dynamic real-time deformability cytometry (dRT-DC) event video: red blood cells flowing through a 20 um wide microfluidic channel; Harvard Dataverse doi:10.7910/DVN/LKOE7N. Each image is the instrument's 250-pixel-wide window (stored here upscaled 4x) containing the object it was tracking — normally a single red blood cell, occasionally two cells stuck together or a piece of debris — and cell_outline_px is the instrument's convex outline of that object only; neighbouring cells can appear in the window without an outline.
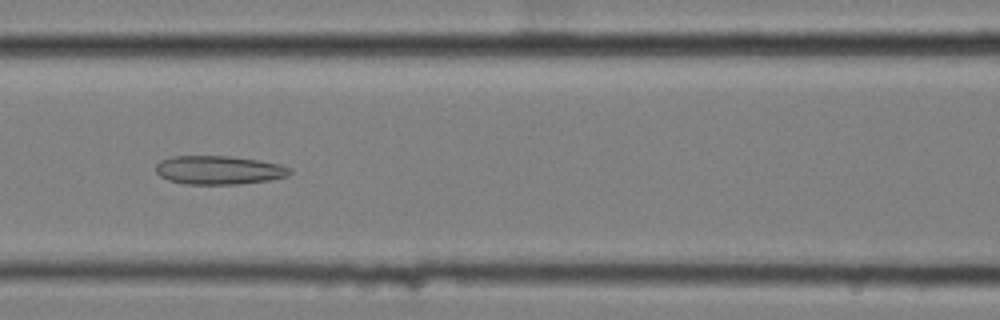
{"species": "common noctule bat (a hibernating species)", "species_latin": "Nyctalus noctula", "temperature_condition": "cold", "stored_images_in_passage": 58, "camera_frame_rate_fps": 3000, "um_per_image_px": 0.085, "animal": {"sex": "female", "body_mass_g": 25.1}, "frame": {"image": 1, "passage_image": 25, "time_ms": 8.0, "image_size_px": [1000, 320], "cell_outline_px": [[292, 172], [288, 176], [272, 180], [240, 184], [188, 184], [168, 180], [160, 176], [156, 172], [156, 164], [160, 160], [172, 156], [228, 156], [256, 160], [280, 164], [292, 168]], "centroid_in_image_um": [18.62, 14.46], "position_along_channel_um": 148.0, "area_um2": 22.48}}
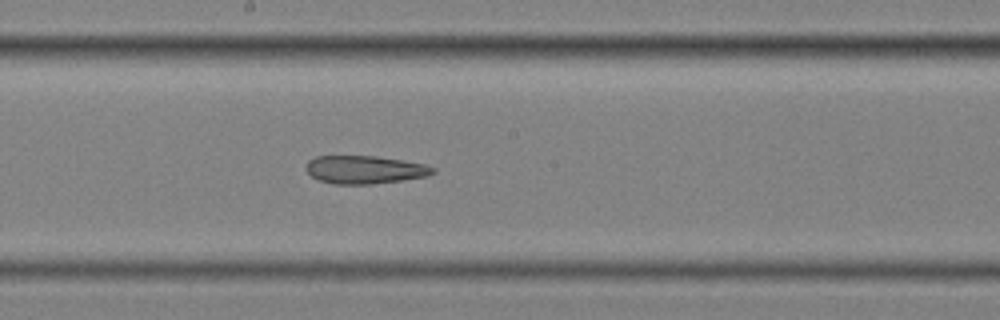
{"frame": {"image": 2, "passage_image": 31, "time_ms": 10.0, "image_size_px": [1000, 320], "cell_outline_px": [[436, 172], [428, 176], [404, 180], [372, 184], [332, 184], [316, 180], [308, 172], [308, 160], [316, 156], [376, 156], [404, 160], [424, 164], [436, 168]], "centroid_in_image_um": [31.04, 14.43], "position_along_channel_um": 217.2, "area_um2": 20.87}}
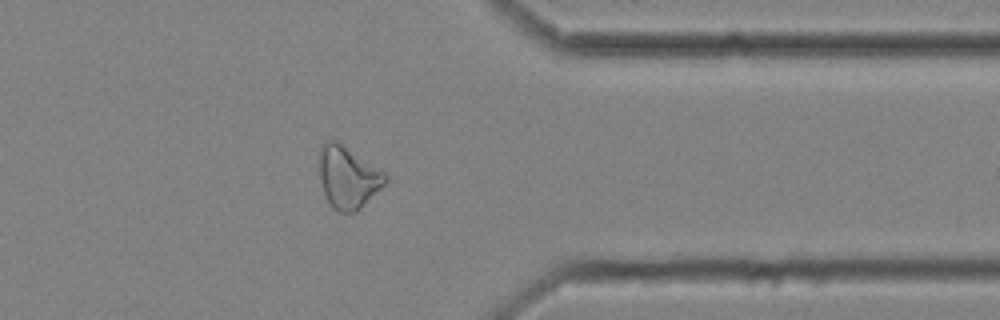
{"frame": {"image": 3, "passage_image": 46, "time_ms": 15.0, "image_size_px": [1000, 320], "cell_outline_px": [[388, 180], [356, 212], [340, 212], [332, 208], [324, 192], [320, 180], [320, 148], [328, 140], [336, 140], [344, 144], [384, 172], [388, 176]], "centroid_in_image_um": [29.57, 15.06], "position_along_channel_um": 381.8, "area_um2": 23.58}, "authors_computed_cell_mechanics": {"area_um2": 25.8944, "velocity_mm_per_s": 3.4689, "shape_relaxation_time_tau1_ms": null, "shape_relaxation_time_tau2_ms": 5.6467, "deformation_change_tau1": null, "deformation_change_tau2": 0.1734}}